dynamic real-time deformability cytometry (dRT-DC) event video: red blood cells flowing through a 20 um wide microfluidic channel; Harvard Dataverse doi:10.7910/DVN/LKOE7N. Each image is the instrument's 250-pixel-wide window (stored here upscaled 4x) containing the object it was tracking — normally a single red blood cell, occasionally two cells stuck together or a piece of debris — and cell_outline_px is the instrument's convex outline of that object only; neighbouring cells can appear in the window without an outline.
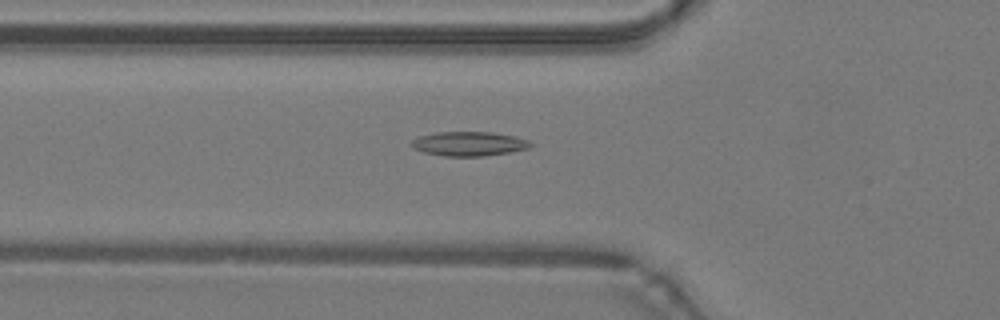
{"species": "common noctule bat (a hibernating species)", "species_latin": "Nyctalus noctula", "temperature_condition": "warm", "stored_images_in_passage": 38, "camera_frame_rate_fps": 3000, "um_per_image_px": 0.085, "animal": {"sex": "male", "body_mass_g": 19.2, "forearm_length_mm": 51.8}, "frame": {"image": 1, "passage_image": 7, "time_ms": 2.0, "image_size_px": [1000, 320], "cell_outline_px": [[532, 144], [528, 148], [512, 152], [484, 156], [444, 156], [424, 152], [412, 148], [408, 144], [412, 140], [420, 136], [436, 132], [492, 132], [516, 136], [528, 140]], "centroid_in_image_um": [39.84, 12.22], "position_along_channel_um": 86.0, "area_um2": 16.99}}
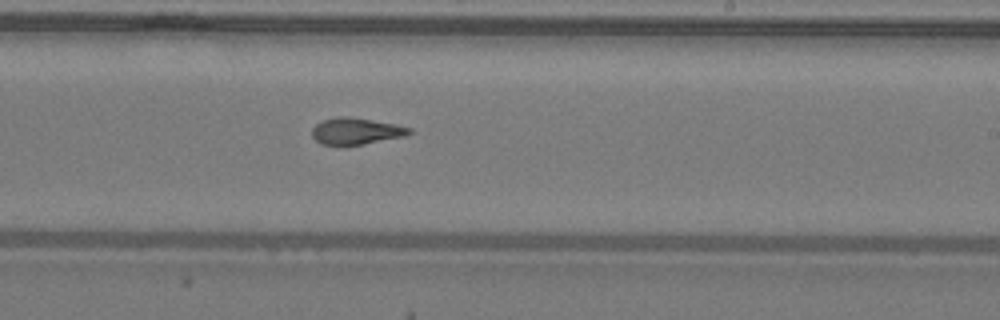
{"frame": {"image": 2, "passage_image": 19, "time_ms": 6.0, "image_size_px": [1000, 320], "cell_outline_px": [[412, 132], [404, 136], [344, 148], [320, 144], [312, 136], [312, 128], [316, 124], [324, 120], [336, 116], [344, 116], [372, 120], [396, 124], [412, 128]], "centroid_in_image_um": [30.22, 11.18], "position_along_channel_um": 258.8, "area_um2": 15.49}}
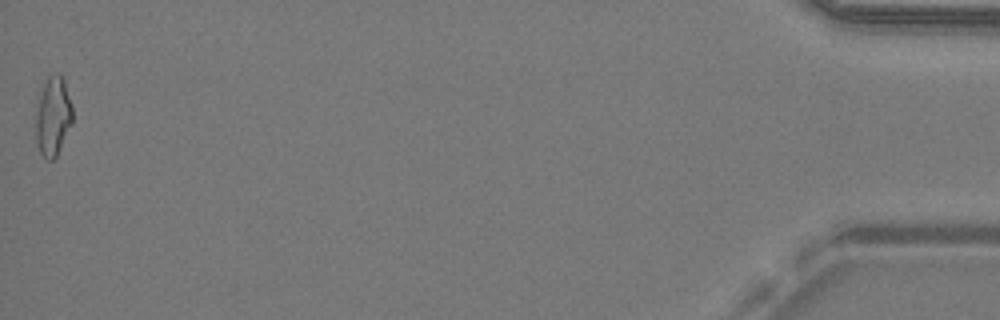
{"frame": {"image": 3, "passage_image": 38, "time_ms": 12.333, "image_size_px": [1000, 320], "cell_outline_px": [[72, 124], [56, 156], [52, 160], [48, 160], [40, 152], [36, 140], [36, 112], [40, 96], [44, 84], [48, 76], [56, 72], [60, 72], [64, 80], [72, 104]], "centroid_in_image_um": [4.52, 9.86], "position_along_channel_um": 430.7, "area_um2": 16.82}, "authors_computed_cell_mechanics": {"area_um2": 15.6927, "velocity_mm_per_s": 4.2965, "shape_relaxation_time_tau1_ms": null, "shape_relaxation_time_tau2_ms": 2.2113, "deformation_change_tau1": null, "deformation_change_tau2": 0.1106}}